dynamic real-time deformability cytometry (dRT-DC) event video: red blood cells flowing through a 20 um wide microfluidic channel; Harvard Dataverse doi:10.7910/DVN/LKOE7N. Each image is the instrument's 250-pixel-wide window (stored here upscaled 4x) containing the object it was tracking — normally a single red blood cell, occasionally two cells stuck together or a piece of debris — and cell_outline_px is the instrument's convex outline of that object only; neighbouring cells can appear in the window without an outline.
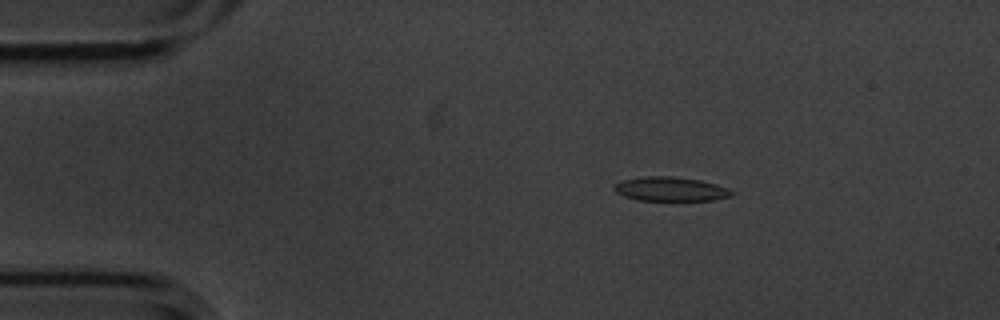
{"species": "common noctule bat (a hibernating species)", "species_latin": "Nyctalus noctula", "temperature_condition": "cold", "stored_images_in_passage": 4, "camera_frame_rate_fps": 3000, "um_per_image_px": 0.085, "animal": {"sex": "male", "body_mass_g": 20.1, "forearm_length_mm": 53.5}, "frame": {"image": 1, "passage_image": 2, "time_ms": 0.333, "image_size_px": [1000, 320], "cell_outline_px": [[736, 192], [732, 196], [712, 200], [636, 200], [624, 196], [616, 192], [612, 188], [616, 184], [624, 180], [648, 176], [668, 176], [700, 180], [716, 184], [728, 188]], "centroid_in_image_um": [57.03, 16.07], "position_along_channel_um": 28.0, "area_um2": 16.42}}
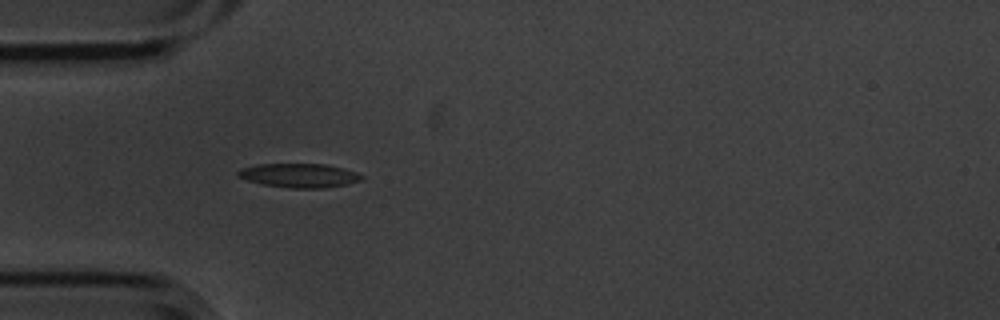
{"frame": {"image": 2, "passage_image": 4, "time_ms": 1.0, "image_size_px": [1000, 320], "cell_outline_px": [[364, 176], [360, 180], [348, 184], [324, 188], [288, 188], [260, 184], [236, 176], [236, 172], [240, 168], [256, 164], [324, 164], [344, 168], [356, 172]], "centroid_in_image_um": [25.4, 14.91], "position_along_channel_um": 59.6, "area_um2": 17.46}}